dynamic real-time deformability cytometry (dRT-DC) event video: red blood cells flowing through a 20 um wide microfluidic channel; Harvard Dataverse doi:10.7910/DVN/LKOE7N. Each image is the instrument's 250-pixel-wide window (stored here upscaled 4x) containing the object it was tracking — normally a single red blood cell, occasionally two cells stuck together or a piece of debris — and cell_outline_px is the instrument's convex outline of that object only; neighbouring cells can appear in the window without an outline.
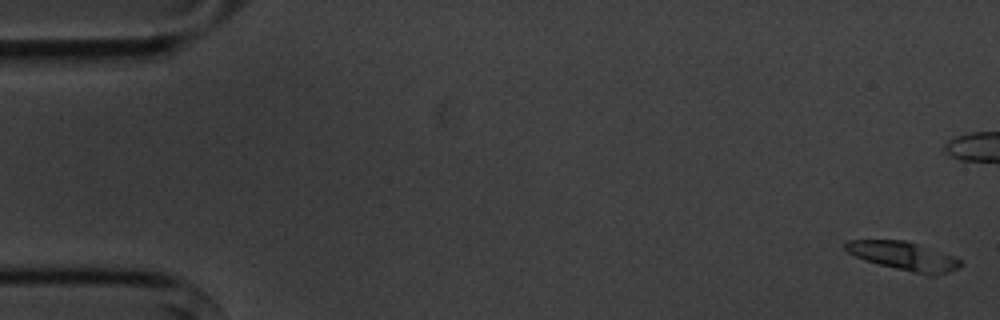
{"species": "common noctule bat (a hibernating species)", "species_latin": "Nyctalus noctula", "temperature_condition": "cold", "stored_images_in_passage": 7, "camera_frame_rate_fps": 3000, "um_per_image_px": 0.085, "animal": {"sex": "male", "body_mass_g": 20.1, "forearm_length_mm": 53.5}, "frame": {"image": 1, "passage_image": 1, "time_ms": 0.0, "image_size_px": [1000, 320], "cell_outline_px": [[964, 264], [948, 272], [932, 276], [928, 276], [864, 260], [848, 252], [844, 248], [844, 244], [848, 240], [904, 240], [956, 256], [964, 260]], "centroid_in_image_um": [76.87, 21.77], "position_along_channel_um": 8.1, "area_um2": 19.19}}